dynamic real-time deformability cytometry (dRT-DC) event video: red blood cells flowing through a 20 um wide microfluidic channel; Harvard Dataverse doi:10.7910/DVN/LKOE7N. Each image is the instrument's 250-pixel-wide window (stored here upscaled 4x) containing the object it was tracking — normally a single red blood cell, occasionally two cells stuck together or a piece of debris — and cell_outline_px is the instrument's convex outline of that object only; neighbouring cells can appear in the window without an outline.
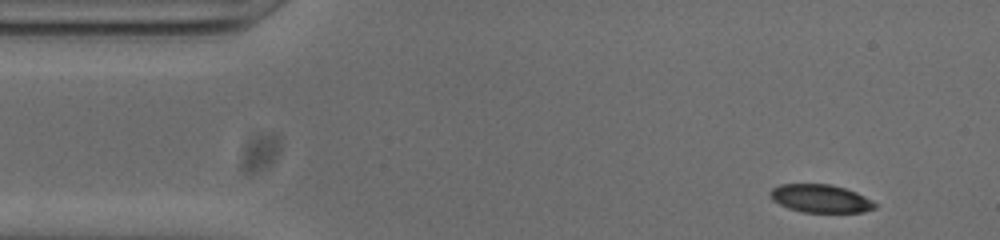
{"species": "common noctule bat (a hibernating species)", "species_latin": "Nyctalus noctula", "temperature_condition": "cold", "stored_images_in_passage": 50, "camera_frame_rate_fps": 3000, "um_per_image_px": 0.085, "animal": {"sex": "male", "body_mass_g": 20.0, "forearm_length_mm": 53.3}, "frame": {"image": 1, "passage_image": 2, "time_ms": 0.333, "image_size_px": [1000, 240], "cell_outline_px": [[876, 208], [864, 212], [804, 212], [788, 208], [772, 200], [768, 192], [772, 188], [780, 184], [832, 184], [856, 192], [872, 200], [876, 204]], "centroid_in_image_um": [69.73, 16.87], "position_along_channel_um": 15.3, "area_um2": 17.17}}
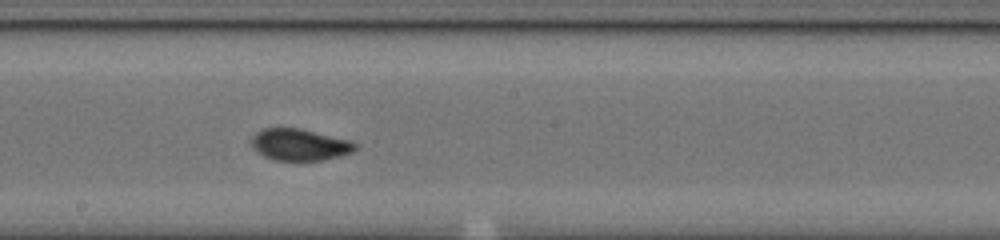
{"frame": {"image": 2, "passage_image": 25, "time_ms": 8.0, "image_size_px": [1000, 240], "cell_outline_px": [[360, 144], [352, 152], [340, 156], [320, 160], [272, 160], [256, 152], [248, 140], [260, 128], [300, 128], [352, 140]], "centroid_in_image_um": [25.45, 12.28], "position_along_channel_um": 222.7, "area_um2": 19.54}}
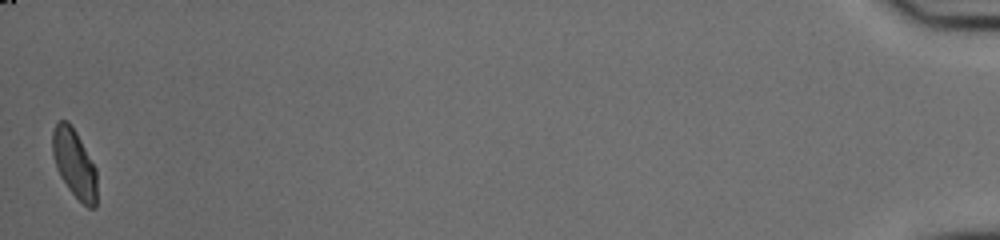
{"frame": {"image": 3, "passage_image": 50, "time_ms": 16.333, "image_size_px": [1000, 240], "cell_outline_px": [[96, 208], [88, 208], [68, 188], [60, 176], [56, 168], [52, 152], [52, 132], [56, 124], [60, 120], [68, 120], [76, 132], [96, 168]], "centroid_in_image_um": [6.31, 13.89], "position_along_channel_um": 428.9, "area_um2": 17.63}, "authors_computed_cell_mechanics": {"area_um2": 18.6116, "velocity_mm_per_s": 3.779, "shape_relaxation_time_tau1_ms": 3.2126, "shape_relaxation_time_tau2_ms": 0.7465, "deformation_change_tau1": 0.1397, "deformation_change_tau2": 0.0444}}